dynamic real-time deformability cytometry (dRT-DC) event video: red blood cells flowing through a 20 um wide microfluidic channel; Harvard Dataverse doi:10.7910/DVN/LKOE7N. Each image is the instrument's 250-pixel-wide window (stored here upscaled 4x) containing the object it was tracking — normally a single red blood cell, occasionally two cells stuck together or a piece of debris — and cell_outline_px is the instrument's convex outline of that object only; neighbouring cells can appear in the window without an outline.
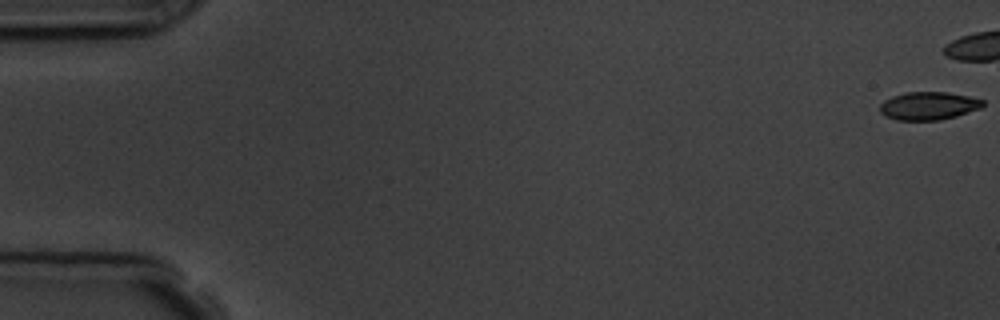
{"species": "common noctule bat (a hibernating species)", "species_latin": "Nyctalus noctula", "temperature_condition": "room temperature", "stored_images_in_passage": 10, "camera_frame_rate_fps": 3000, "um_per_image_px": 0.085, "animal": {"sex": "male", "body_mass_g": 19.5, "forearm_length_mm": 54.6}, "frame": {"image": 1, "passage_image": 1, "time_ms": 0.0, "image_size_px": [1000, 320], "cell_outline_px": [[984, 104], [980, 108], [956, 116], [940, 120], [896, 120], [884, 116], [880, 112], [880, 104], [884, 100], [892, 96], [904, 92], [948, 92], [968, 96], [984, 100]], "centroid_in_image_um": [78.9, 8.99], "position_along_channel_um": 6.1, "area_um2": 16.88}}